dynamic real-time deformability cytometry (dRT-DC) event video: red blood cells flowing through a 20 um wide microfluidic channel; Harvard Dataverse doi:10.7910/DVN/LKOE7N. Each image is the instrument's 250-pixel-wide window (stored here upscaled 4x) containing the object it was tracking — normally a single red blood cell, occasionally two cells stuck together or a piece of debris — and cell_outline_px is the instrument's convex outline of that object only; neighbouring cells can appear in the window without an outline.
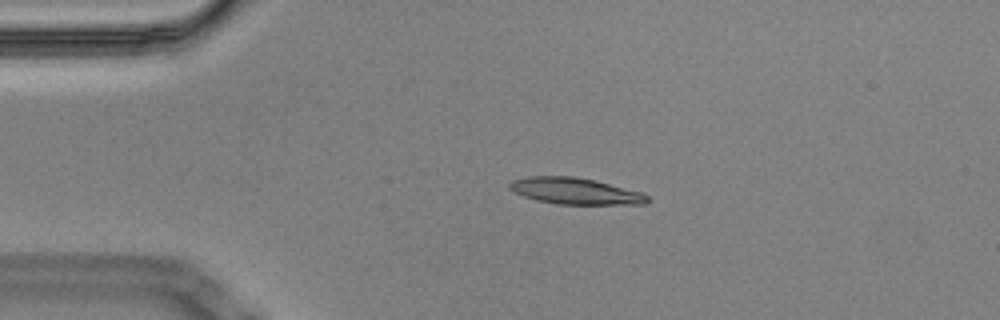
{"species": "Egyptian fruit bat (a non-hibernating species)", "species_latin": "Rousettus aegyptiacus", "temperature_condition": "cold", "stored_images_in_passage": 6, "camera_frame_rate_fps": 3000, "um_per_image_px": 0.085, "animal": {"sex": "male"}, "frame": {"image": 1, "passage_image": 3, "time_ms": 0.667, "image_size_px": [1000, 320], "cell_outline_px": [[648, 200], [644, 204], [556, 204], [536, 200], [524, 196], [508, 188], [508, 184], [512, 180], [528, 176], [572, 176], [596, 180], [640, 192], [648, 196]], "centroid_in_image_um": [48.85, 16.23], "position_along_channel_um": 36.1, "area_um2": 21.1}}
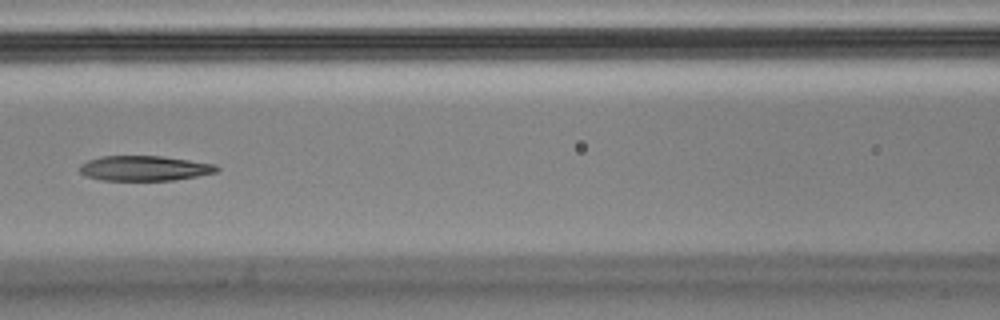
{"frame": {"image": 2, "passage_image": 6, "time_ms": 1.667, "image_size_px": [1000, 320], "cell_outline_px": [[220, 168], [216, 172], [196, 176], [172, 180], [100, 180], [88, 176], [80, 172], [80, 164], [88, 160], [100, 156], [160, 156], [216, 164]], "centroid_in_image_um": [12.27, 14.3], "position_along_channel_um": 154.3, "area_um2": 19.83}}